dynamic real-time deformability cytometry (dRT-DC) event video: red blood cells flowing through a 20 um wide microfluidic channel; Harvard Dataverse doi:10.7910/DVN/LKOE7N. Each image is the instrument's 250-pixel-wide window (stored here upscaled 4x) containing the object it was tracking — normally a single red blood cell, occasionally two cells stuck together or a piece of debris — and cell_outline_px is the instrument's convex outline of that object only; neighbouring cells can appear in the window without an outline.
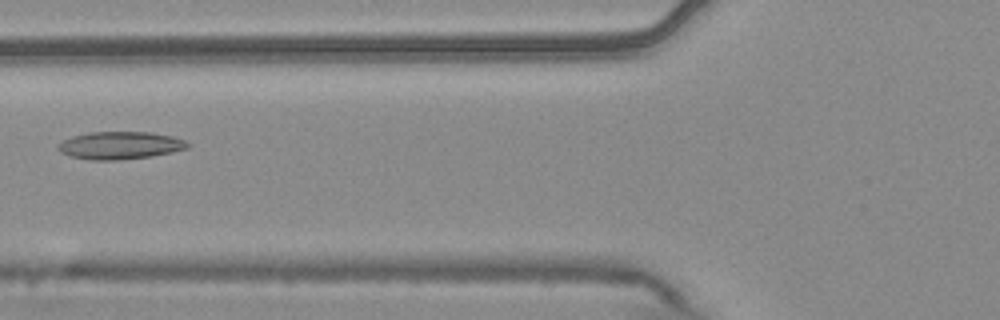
{"species": "common noctule bat (a hibernating species)", "species_latin": "Nyctalus noctula", "temperature_condition": "warm", "stored_images_in_passage": 6, "camera_frame_rate_fps": 3000, "um_per_image_px": 0.085, "animal": {"sex": "male", "body_mass_g": 20.4}, "frame": {"image": 1, "passage_image": 6, "time_ms": 1.667, "image_size_px": [1000, 320], "cell_outline_px": [[188, 148], [172, 152], [152, 156], [116, 160], [88, 160], [68, 156], [60, 152], [56, 148], [56, 144], [72, 136], [88, 132], [152, 132], [172, 136], [184, 140], [188, 144]], "centroid_in_image_um": [10.15, 12.36], "position_along_channel_um": 115.7, "area_um2": 20.98}}